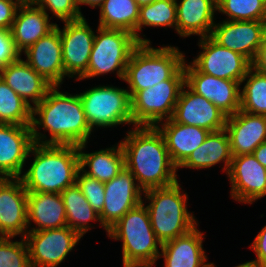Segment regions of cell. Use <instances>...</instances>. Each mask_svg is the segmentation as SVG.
Masks as SVG:
<instances>
[{
  "mask_svg": "<svg viewBox=\"0 0 266 267\" xmlns=\"http://www.w3.org/2000/svg\"><path fill=\"white\" fill-rule=\"evenodd\" d=\"M57 88L58 86H52L45 98L32 107L31 130L34 143L76 146L87 143L92 131L79 94L61 93ZM40 126L50 133L49 140L43 141L46 136L38 132Z\"/></svg>",
  "mask_w": 266,
  "mask_h": 267,
  "instance_id": "6da1fadb",
  "label": "cell"
},
{
  "mask_svg": "<svg viewBox=\"0 0 266 267\" xmlns=\"http://www.w3.org/2000/svg\"><path fill=\"white\" fill-rule=\"evenodd\" d=\"M120 144L125 167L134 175L143 192L178 182V168L171 161L165 139L157 127L136 126Z\"/></svg>",
  "mask_w": 266,
  "mask_h": 267,
  "instance_id": "7a4b0ae2",
  "label": "cell"
},
{
  "mask_svg": "<svg viewBox=\"0 0 266 267\" xmlns=\"http://www.w3.org/2000/svg\"><path fill=\"white\" fill-rule=\"evenodd\" d=\"M29 153L34 154L35 159L20 177L27 191L60 194L76 183L80 170L76 145L34 143Z\"/></svg>",
  "mask_w": 266,
  "mask_h": 267,
  "instance_id": "3957f363",
  "label": "cell"
},
{
  "mask_svg": "<svg viewBox=\"0 0 266 267\" xmlns=\"http://www.w3.org/2000/svg\"><path fill=\"white\" fill-rule=\"evenodd\" d=\"M142 202L129 210L107 231L110 238L122 240L124 267H152L160 257L156 238L146 206Z\"/></svg>",
  "mask_w": 266,
  "mask_h": 267,
  "instance_id": "277c9868",
  "label": "cell"
},
{
  "mask_svg": "<svg viewBox=\"0 0 266 267\" xmlns=\"http://www.w3.org/2000/svg\"><path fill=\"white\" fill-rule=\"evenodd\" d=\"M184 62L183 53L176 47L153 48L149 43H139L130 55L124 77L130 87V97L169 80Z\"/></svg>",
  "mask_w": 266,
  "mask_h": 267,
  "instance_id": "5b68a950",
  "label": "cell"
},
{
  "mask_svg": "<svg viewBox=\"0 0 266 267\" xmlns=\"http://www.w3.org/2000/svg\"><path fill=\"white\" fill-rule=\"evenodd\" d=\"M179 183L164 188L144 191L151 203L146 206L156 238L164 243L186 234L197 226L194 216L188 212L187 194H181Z\"/></svg>",
  "mask_w": 266,
  "mask_h": 267,
  "instance_id": "8992f818",
  "label": "cell"
},
{
  "mask_svg": "<svg viewBox=\"0 0 266 267\" xmlns=\"http://www.w3.org/2000/svg\"><path fill=\"white\" fill-rule=\"evenodd\" d=\"M97 32L87 71L79 80L93 78L115 70L118 77L124 80L130 55L139 42L131 32L123 29L98 26Z\"/></svg>",
  "mask_w": 266,
  "mask_h": 267,
  "instance_id": "52a82bcc",
  "label": "cell"
},
{
  "mask_svg": "<svg viewBox=\"0 0 266 267\" xmlns=\"http://www.w3.org/2000/svg\"><path fill=\"white\" fill-rule=\"evenodd\" d=\"M184 84L185 72L182 66L169 80L138 91L131 98V112L135 127H156L159 122L171 119Z\"/></svg>",
  "mask_w": 266,
  "mask_h": 267,
  "instance_id": "ba28073f",
  "label": "cell"
},
{
  "mask_svg": "<svg viewBox=\"0 0 266 267\" xmlns=\"http://www.w3.org/2000/svg\"><path fill=\"white\" fill-rule=\"evenodd\" d=\"M79 97L91 131L94 126L105 128L124 123L133 124L128 90L99 86L80 93Z\"/></svg>",
  "mask_w": 266,
  "mask_h": 267,
  "instance_id": "9c48e42d",
  "label": "cell"
},
{
  "mask_svg": "<svg viewBox=\"0 0 266 267\" xmlns=\"http://www.w3.org/2000/svg\"><path fill=\"white\" fill-rule=\"evenodd\" d=\"M81 236L70 227L28 231L25 240L31 267H57Z\"/></svg>",
  "mask_w": 266,
  "mask_h": 267,
  "instance_id": "30bf717a",
  "label": "cell"
},
{
  "mask_svg": "<svg viewBox=\"0 0 266 267\" xmlns=\"http://www.w3.org/2000/svg\"><path fill=\"white\" fill-rule=\"evenodd\" d=\"M199 41L203 52L190 64L201 73L237 81L242 85L252 62L242 54L219 45L210 36L200 37Z\"/></svg>",
  "mask_w": 266,
  "mask_h": 267,
  "instance_id": "8fae6325",
  "label": "cell"
},
{
  "mask_svg": "<svg viewBox=\"0 0 266 267\" xmlns=\"http://www.w3.org/2000/svg\"><path fill=\"white\" fill-rule=\"evenodd\" d=\"M185 84L193 92L211 101L227 117L240 110V83L199 72L184 62Z\"/></svg>",
  "mask_w": 266,
  "mask_h": 267,
  "instance_id": "7c38bea8",
  "label": "cell"
},
{
  "mask_svg": "<svg viewBox=\"0 0 266 267\" xmlns=\"http://www.w3.org/2000/svg\"><path fill=\"white\" fill-rule=\"evenodd\" d=\"M135 180L134 175L124 167L116 177L104 183L105 201L99 217L101 227L106 231L125 213L143 202V190L134 182Z\"/></svg>",
  "mask_w": 266,
  "mask_h": 267,
  "instance_id": "4fadbf2b",
  "label": "cell"
},
{
  "mask_svg": "<svg viewBox=\"0 0 266 267\" xmlns=\"http://www.w3.org/2000/svg\"><path fill=\"white\" fill-rule=\"evenodd\" d=\"M64 23L59 32L65 76L78 80L87 71L95 34L84 17Z\"/></svg>",
  "mask_w": 266,
  "mask_h": 267,
  "instance_id": "5bb4252c",
  "label": "cell"
},
{
  "mask_svg": "<svg viewBox=\"0 0 266 267\" xmlns=\"http://www.w3.org/2000/svg\"><path fill=\"white\" fill-rule=\"evenodd\" d=\"M27 192L20 178H0V237L25 238Z\"/></svg>",
  "mask_w": 266,
  "mask_h": 267,
  "instance_id": "9a60e30c",
  "label": "cell"
},
{
  "mask_svg": "<svg viewBox=\"0 0 266 267\" xmlns=\"http://www.w3.org/2000/svg\"><path fill=\"white\" fill-rule=\"evenodd\" d=\"M227 175L233 199L252 204L266 195V168L253 154L233 156Z\"/></svg>",
  "mask_w": 266,
  "mask_h": 267,
  "instance_id": "2e32d148",
  "label": "cell"
},
{
  "mask_svg": "<svg viewBox=\"0 0 266 267\" xmlns=\"http://www.w3.org/2000/svg\"><path fill=\"white\" fill-rule=\"evenodd\" d=\"M266 21H230L214 24L210 37L219 45L236 51L251 62L262 44Z\"/></svg>",
  "mask_w": 266,
  "mask_h": 267,
  "instance_id": "e0dca14e",
  "label": "cell"
},
{
  "mask_svg": "<svg viewBox=\"0 0 266 267\" xmlns=\"http://www.w3.org/2000/svg\"><path fill=\"white\" fill-rule=\"evenodd\" d=\"M183 85L176 103L172 120L180 124L204 128L210 132L225 129L227 116L211 101ZM184 88V89H183Z\"/></svg>",
  "mask_w": 266,
  "mask_h": 267,
  "instance_id": "ac0fdd59",
  "label": "cell"
},
{
  "mask_svg": "<svg viewBox=\"0 0 266 267\" xmlns=\"http://www.w3.org/2000/svg\"><path fill=\"white\" fill-rule=\"evenodd\" d=\"M34 141L31 126L0 123V178H20Z\"/></svg>",
  "mask_w": 266,
  "mask_h": 267,
  "instance_id": "d6986e66",
  "label": "cell"
},
{
  "mask_svg": "<svg viewBox=\"0 0 266 267\" xmlns=\"http://www.w3.org/2000/svg\"><path fill=\"white\" fill-rule=\"evenodd\" d=\"M26 62L52 86H60L65 78L59 27L41 37L25 51Z\"/></svg>",
  "mask_w": 266,
  "mask_h": 267,
  "instance_id": "ffe728a7",
  "label": "cell"
},
{
  "mask_svg": "<svg viewBox=\"0 0 266 267\" xmlns=\"http://www.w3.org/2000/svg\"><path fill=\"white\" fill-rule=\"evenodd\" d=\"M225 130L232 156L252 154L261 143L266 142V116L239 110L226 118Z\"/></svg>",
  "mask_w": 266,
  "mask_h": 267,
  "instance_id": "44dd1931",
  "label": "cell"
},
{
  "mask_svg": "<svg viewBox=\"0 0 266 267\" xmlns=\"http://www.w3.org/2000/svg\"><path fill=\"white\" fill-rule=\"evenodd\" d=\"M55 27L56 24L49 23V15L42 8L35 7L32 1L22 2L10 30L15 49L21 54Z\"/></svg>",
  "mask_w": 266,
  "mask_h": 267,
  "instance_id": "7402d4cb",
  "label": "cell"
},
{
  "mask_svg": "<svg viewBox=\"0 0 266 267\" xmlns=\"http://www.w3.org/2000/svg\"><path fill=\"white\" fill-rule=\"evenodd\" d=\"M2 80L27 104L34 106L46 96L52 85L19 57L15 62L0 69ZM28 98H30L28 100Z\"/></svg>",
  "mask_w": 266,
  "mask_h": 267,
  "instance_id": "603a6c76",
  "label": "cell"
},
{
  "mask_svg": "<svg viewBox=\"0 0 266 267\" xmlns=\"http://www.w3.org/2000/svg\"><path fill=\"white\" fill-rule=\"evenodd\" d=\"M203 233L196 226L175 239L162 243L160 256L164 257L165 267H208L202 247Z\"/></svg>",
  "mask_w": 266,
  "mask_h": 267,
  "instance_id": "cb8c5ba5",
  "label": "cell"
},
{
  "mask_svg": "<svg viewBox=\"0 0 266 267\" xmlns=\"http://www.w3.org/2000/svg\"><path fill=\"white\" fill-rule=\"evenodd\" d=\"M217 11V0H176V32L183 37L211 35L214 26V12Z\"/></svg>",
  "mask_w": 266,
  "mask_h": 267,
  "instance_id": "d4e9b609",
  "label": "cell"
},
{
  "mask_svg": "<svg viewBox=\"0 0 266 267\" xmlns=\"http://www.w3.org/2000/svg\"><path fill=\"white\" fill-rule=\"evenodd\" d=\"M156 126L162 133L171 161L178 168L205 141L210 131L174 122L172 119Z\"/></svg>",
  "mask_w": 266,
  "mask_h": 267,
  "instance_id": "484cf974",
  "label": "cell"
},
{
  "mask_svg": "<svg viewBox=\"0 0 266 267\" xmlns=\"http://www.w3.org/2000/svg\"><path fill=\"white\" fill-rule=\"evenodd\" d=\"M33 220L38 225L29 231L59 229L67 226L66 209L61 194L27 192L28 227Z\"/></svg>",
  "mask_w": 266,
  "mask_h": 267,
  "instance_id": "4316f807",
  "label": "cell"
},
{
  "mask_svg": "<svg viewBox=\"0 0 266 267\" xmlns=\"http://www.w3.org/2000/svg\"><path fill=\"white\" fill-rule=\"evenodd\" d=\"M118 147L101 149L93 153H84L82 150L86 143L78 145L79 161L81 172L100 182H108L116 177L125 167V157L121 144ZM89 170L86 171L85 167Z\"/></svg>",
  "mask_w": 266,
  "mask_h": 267,
  "instance_id": "83f0119b",
  "label": "cell"
},
{
  "mask_svg": "<svg viewBox=\"0 0 266 267\" xmlns=\"http://www.w3.org/2000/svg\"><path fill=\"white\" fill-rule=\"evenodd\" d=\"M232 153L229 136L225 129L210 132L205 141L178 168H209L217 163L224 162V170L228 172Z\"/></svg>",
  "mask_w": 266,
  "mask_h": 267,
  "instance_id": "f1b7e54d",
  "label": "cell"
},
{
  "mask_svg": "<svg viewBox=\"0 0 266 267\" xmlns=\"http://www.w3.org/2000/svg\"><path fill=\"white\" fill-rule=\"evenodd\" d=\"M60 194L66 209L67 226L81 237L90 229L89 221L98 220L101 223L99 213L89 204L76 183Z\"/></svg>",
  "mask_w": 266,
  "mask_h": 267,
  "instance_id": "f546056e",
  "label": "cell"
},
{
  "mask_svg": "<svg viewBox=\"0 0 266 267\" xmlns=\"http://www.w3.org/2000/svg\"><path fill=\"white\" fill-rule=\"evenodd\" d=\"M139 11L135 0H105L100 7L98 26L129 31L137 40Z\"/></svg>",
  "mask_w": 266,
  "mask_h": 267,
  "instance_id": "4dcf8cb0",
  "label": "cell"
},
{
  "mask_svg": "<svg viewBox=\"0 0 266 267\" xmlns=\"http://www.w3.org/2000/svg\"><path fill=\"white\" fill-rule=\"evenodd\" d=\"M32 107L0 77V123L31 126Z\"/></svg>",
  "mask_w": 266,
  "mask_h": 267,
  "instance_id": "1f68e13d",
  "label": "cell"
},
{
  "mask_svg": "<svg viewBox=\"0 0 266 267\" xmlns=\"http://www.w3.org/2000/svg\"><path fill=\"white\" fill-rule=\"evenodd\" d=\"M176 22V0H156L151 4L141 6L137 22V41L150 44V40L141 38L138 33L142 30V26H174L176 30Z\"/></svg>",
  "mask_w": 266,
  "mask_h": 267,
  "instance_id": "d6a6232c",
  "label": "cell"
},
{
  "mask_svg": "<svg viewBox=\"0 0 266 267\" xmlns=\"http://www.w3.org/2000/svg\"><path fill=\"white\" fill-rule=\"evenodd\" d=\"M245 83L240 97V110L266 116V74L250 68L242 83Z\"/></svg>",
  "mask_w": 266,
  "mask_h": 267,
  "instance_id": "836d02e7",
  "label": "cell"
},
{
  "mask_svg": "<svg viewBox=\"0 0 266 267\" xmlns=\"http://www.w3.org/2000/svg\"><path fill=\"white\" fill-rule=\"evenodd\" d=\"M217 10L230 21H266V0H217Z\"/></svg>",
  "mask_w": 266,
  "mask_h": 267,
  "instance_id": "e575fe53",
  "label": "cell"
},
{
  "mask_svg": "<svg viewBox=\"0 0 266 267\" xmlns=\"http://www.w3.org/2000/svg\"><path fill=\"white\" fill-rule=\"evenodd\" d=\"M10 237H0V267H31L25 238L13 242Z\"/></svg>",
  "mask_w": 266,
  "mask_h": 267,
  "instance_id": "d590c367",
  "label": "cell"
},
{
  "mask_svg": "<svg viewBox=\"0 0 266 267\" xmlns=\"http://www.w3.org/2000/svg\"><path fill=\"white\" fill-rule=\"evenodd\" d=\"M82 174V175H81ZM76 184L81 192L97 213H101L105 201L104 183L81 173V169L77 173Z\"/></svg>",
  "mask_w": 266,
  "mask_h": 267,
  "instance_id": "8d00e7d4",
  "label": "cell"
},
{
  "mask_svg": "<svg viewBox=\"0 0 266 267\" xmlns=\"http://www.w3.org/2000/svg\"><path fill=\"white\" fill-rule=\"evenodd\" d=\"M35 5L42 8L46 13V9L51 10L60 20L74 21L83 17L80 14L76 0H33Z\"/></svg>",
  "mask_w": 266,
  "mask_h": 267,
  "instance_id": "74e56055",
  "label": "cell"
},
{
  "mask_svg": "<svg viewBox=\"0 0 266 267\" xmlns=\"http://www.w3.org/2000/svg\"><path fill=\"white\" fill-rule=\"evenodd\" d=\"M20 56L15 49L11 31L0 29V69L15 62Z\"/></svg>",
  "mask_w": 266,
  "mask_h": 267,
  "instance_id": "f35d334b",
  "label": "cell"
},
{
  "mask_svg": "<svg viewBox=\"0 0 266 267\" xmlns=\"http://www.w3.org/2000/svg\"><path fill=\"white\" fill-rule=\"evenodd\" d=\"M21 0H0V29L11 30Z\"/></svg>",
  "mask_w": 266,
  "mask_h": 267,
  "instance_id": "ab89813d",
  "label": "cell"
},
{
  "mask_svg": "<svg viewBox=\"0 0 266 267\" xmlns=\"http://www.w3.org/2000/svg\"><path fill=\"white\" fill-rule=\"evenodd\" d=\"M256 253L257 259L249 261L258 267H266V226L262 228L250 246Z\"/></svg>",
  "mask_w": 266,
  "mask_h": 267,
  "instance_id": "60d3db41",
  "label": "cell"
},
{
  "mask_svg": "<svg viewBox=\"0 0 266 267\" xmlns=\"http://www.w3.org/2000/svg\"><path fill=\"white\" fill-rule=\"evenodd\" d=\"M252 68L256 71L266 74V32L257 54L252 61Z\"/></svg>",
  "mask_w": 266,
  "mask_h": 267,
  "instance_id": "b9f144b4",
  "label": "cell"
},
{
  "mask_svg": "<svg viewBox=\"0 0 266 267\" xmlns=\"http://www.w3.org/2000/svg\"><path fill=\"white\" fill-rule=\"evenodd\" d=\"M252 154L266 168V142L261 143Z\"/></svg>",
  "mask_w": 266,
  "mask_h": 267,
  "instance_id": "7bdbcfd3",
  "label": "cell"
},
{
  "mask_svg": "<svg viewBox=\"0 0 266 267\" xmlns=\"http://www.w3.org/2000/svg\"><path fill=\"white\" fill-rule=\"evenodd\" d=\"M105 0H76V2H77V6H78V10H79V12H80V14L82 15V13H81V9H80V7H79V5H81V4H86V5H89V6H91V7H97V6H99V7H101V5L103 4V2H104Z\"/></svg>",
  "mask_w": 266,
  "mask_h": 267,
  "instance_id": "ee69618b",
  "label": "cell"
},
{
  "mask_svg": "<svg viewBox=\"0 0 266 267\" xmlns=\"http://www.w3.org/2000/svg\"><path fill=\"white\" fill-rule=\"evenodd\" d=\"M135 1L141 7V6H144V5L151 4V3L155 2L156 0H135Z\"/></svg>",
  "mask_w": 266,
  "mask_h": 267,
  "instance_id": "f6af8a7d",
  "label": "cell"
},
{
  "mask_svg": "<svg viewBox=\"0 0 266 267\" xmlns=\"http://www.w3.org/2000/svg\"><path fill=\"white\" fill-rule=\"evenodd\" d=\"M236 267H258L256 264H253V263H250V262H246V263H243V264H240Z\"/></svg>",
  "mask_w": 266,
  "mask_h": 267,
  "instance_id": "bcb514c9",
  "label": "cell"
},
{
  "mask_svg": "<svg viewBox=\"0 0 266 267\" xmlns=\"http://www.w3.org/2000/svg\"><path fill=\"white\" fill-rule=\"evenodd\" d=\"M22 2H28V1H33V0H21Z\"/></svg>",
  "mask_w": 266,
  "mask_h": 267,
  "instance_id": "7dc6e473",
  "label": "cell"
},
{
  "mask_svg": "<svg viewBox=\"0 0 266 267\" xmlns=\"http://www.w3.org/2000/svg\"><path fill=\"white\" fill-rule=\"evenodd\" d=\"M208 267H214V264L213 263H211Z\"/></svg>",
  "mask_w": 266,
  "mask_h": 267,
  "instance_id": "c3c4849f",
  "label": "cell"
}]
</instances>
